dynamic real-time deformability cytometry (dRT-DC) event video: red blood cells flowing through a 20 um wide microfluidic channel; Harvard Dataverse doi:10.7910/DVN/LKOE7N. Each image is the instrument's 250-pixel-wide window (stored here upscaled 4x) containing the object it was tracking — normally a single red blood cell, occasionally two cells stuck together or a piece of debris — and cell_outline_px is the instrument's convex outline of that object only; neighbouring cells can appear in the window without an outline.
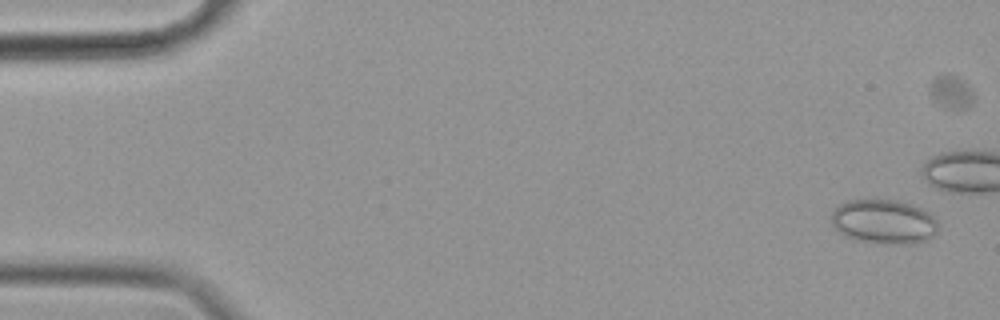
{"species": "common noctule bat (a hibernating species)", "species_latin": "Nyctalus noctula", "temperature_condition": "cold", "stored_images_in_passage": 46, "camera_frame_rate_fps": 3000, "um_per_image_px": 0.085, "animal": {"sex": "female", "body_mass_g": 19.9}, "frame": {"image": 1, "passage_image": 3, "time_ms": 0.667, "image_size_px": [1000, 320], "cell_outline_px": [[936, 232], [928, 240], [916, 244], [880, 244], [856, 240], [844, 236], [832, 224], [832, 212], [840, 204], [848, 200], [896, 200], [912, 204], [928, 212], [936, 220]], "centroid_in_image_um": [75.13, 18.86], "position_along_channel_um": 9.9, "area_um2": 27.69}}
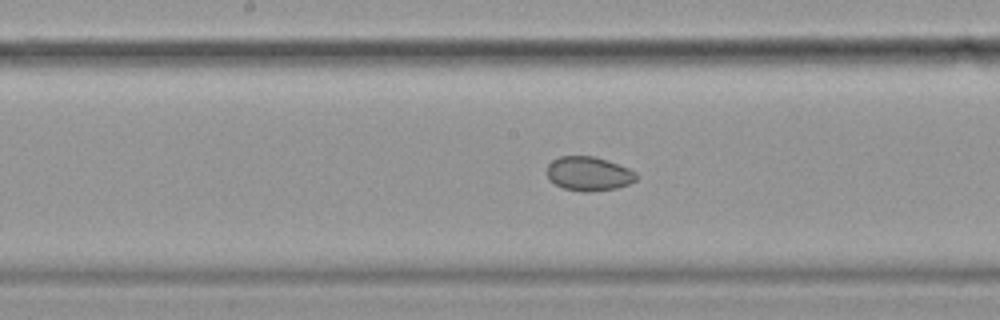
{"frame": {"image": 2, "passage_image": 30, "time_ms": 9.667, "image_size_px": [1000, 320], "cell_outline_px": [[636, 180], [628, 184], [616, 188], [588, 192], [580, 192], [564, 188], [548, 180], [548, 164], [552, 160], [560, 156], [592, 156], [628, 168], [636, 172]], "centroid_in_image_um": [50.01, 14.77], "position_along_channel_um": 198.2, "area_um2": 17.57}}
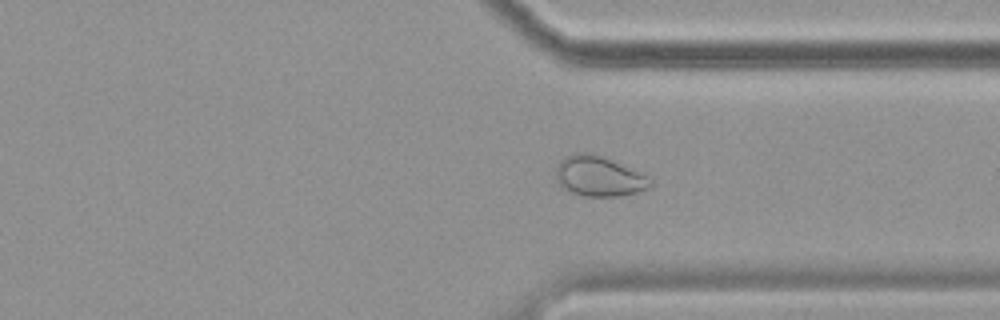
{"frame": {"image": 3, "passage_image": 44, "time_ms": 14.333, "image_size_px": [1000, 320], "cell_outline_px": [[652, 188], [620, 196], [584, 196], [572, 192], [560, 184], [556, 180], [556, 168], [560, 160], [576, 152], [588, 152], [612, 160], [648, 176], [652, 180]], "centroid_in_image_um": [50.93, 14.99], "position_along_channel_um": 360.5, "area_um2": 21.91}}